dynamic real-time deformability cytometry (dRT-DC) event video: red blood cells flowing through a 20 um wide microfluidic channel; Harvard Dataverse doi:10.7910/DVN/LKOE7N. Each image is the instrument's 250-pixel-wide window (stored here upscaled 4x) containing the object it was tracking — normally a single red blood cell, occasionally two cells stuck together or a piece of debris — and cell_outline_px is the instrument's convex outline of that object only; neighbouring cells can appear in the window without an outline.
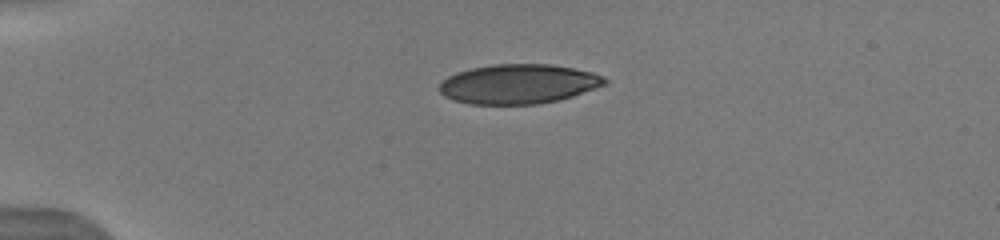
{"species": "human", "species_latin": "Homo sapiens", "temperature_condition": "warm", "stored_images_in_passage": 2, "camera_frame_rate_fps": 3000, "um_per_image_px": 0.085, "donor": {"sex": "male"}, "frame": {"image": 1, "passage_image": 1, "time_ms": 0.0, "image_size_px": [1000, 240], "cell_outline_px": [[608, 84], [572, 96], [556, 100], [536, 104], [472, 104], [452, 100], [444, 96], [436, 88], [448, 76], [456, 72], [472, 68], [492, 64], [552, 64], [592, 72], [604, 76], [608, 80]], "centroid_in_image_um": [44.06, 7.13], "position_along_channel_um": 40.9, "area_um2": 38.21}}